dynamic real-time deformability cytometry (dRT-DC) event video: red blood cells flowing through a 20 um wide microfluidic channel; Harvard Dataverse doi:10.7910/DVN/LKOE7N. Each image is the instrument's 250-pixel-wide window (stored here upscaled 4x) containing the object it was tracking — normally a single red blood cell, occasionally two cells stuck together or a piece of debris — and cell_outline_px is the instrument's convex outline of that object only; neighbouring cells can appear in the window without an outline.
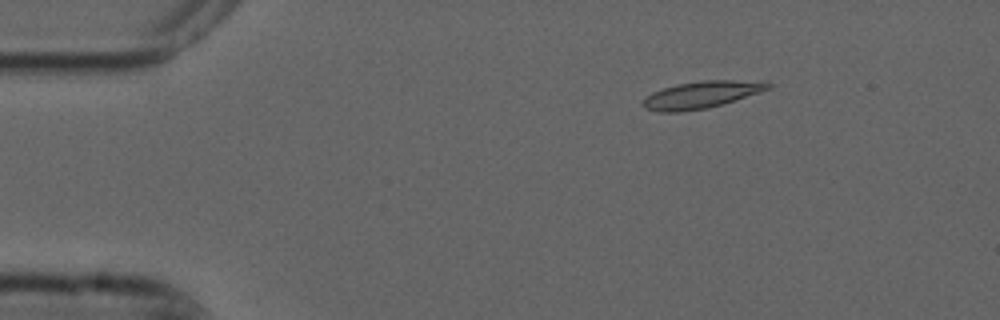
{"species": "common noctule bat (a hibernating species)", "species_latin": "Nyctalus noctula", "temperature_condition": "cold", "stored_images_in_passage": 5, "camera_frame_rate_fps": 3000, "um_per_image_px": 0.085, "animal": {"sex": "male", "forearm_length_mm": 52.5}, "frame": {"image": 1, "passage_image": 3, "time_ms": 0.667, "image_size_px": [1000, 320], "cell_outline_px": [[772, 88], [708, 108], [680, 112], [660, 112], [644, 108], [644, 100], [652, 92], [676, 84], [700, 80], [732, 80], [772, 84]], "centroid_in_image_um": [59.56, 8.06], "position_along_channel_um": 25.4, "area_um2": 19.25}}